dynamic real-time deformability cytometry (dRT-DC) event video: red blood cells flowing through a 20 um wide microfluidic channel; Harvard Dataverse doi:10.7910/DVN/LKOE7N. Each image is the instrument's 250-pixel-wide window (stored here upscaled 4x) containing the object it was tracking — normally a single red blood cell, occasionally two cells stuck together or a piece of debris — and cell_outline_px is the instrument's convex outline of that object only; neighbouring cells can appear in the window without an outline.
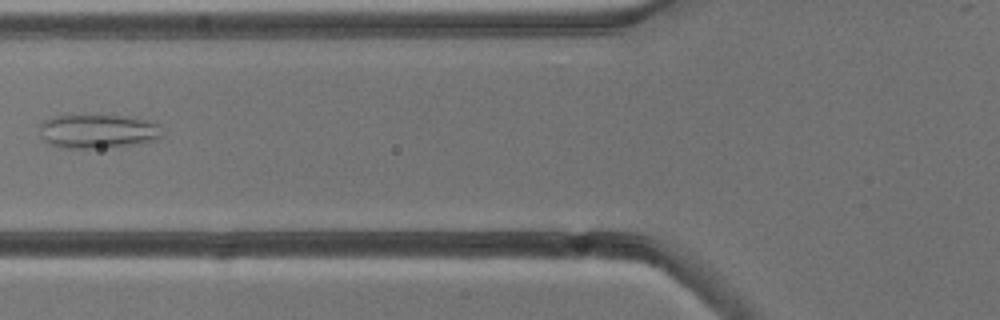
{"species": "common noctule bat (a hibernating species)", "species_latin": "Nyctalus noctula", "temperature_condition": "cold", "stored_images_in_passage": 5, "camera_frame_rate_fps": 3000, "um_per_image_px": 0.085, "animal": {"sex": "male", "body_mass_g": 13.3}, "frame": {"image": 1, "passage_image": 4, "time_ms": 4.333, "image_size_px": [1000, 320], "cell_outline_px": [[160, 136], [152, 140], [132, 144], [100, 148], [60, 148], [48, 144], [40, 136], [40, 124], [44, 120], [56, 116], [124, 116], [144, 120], [156, 124]], "centroid_in_image_um": [8.19, 11.17], "position_along_channel_um": 117.6, "area_um2": 23.64}}